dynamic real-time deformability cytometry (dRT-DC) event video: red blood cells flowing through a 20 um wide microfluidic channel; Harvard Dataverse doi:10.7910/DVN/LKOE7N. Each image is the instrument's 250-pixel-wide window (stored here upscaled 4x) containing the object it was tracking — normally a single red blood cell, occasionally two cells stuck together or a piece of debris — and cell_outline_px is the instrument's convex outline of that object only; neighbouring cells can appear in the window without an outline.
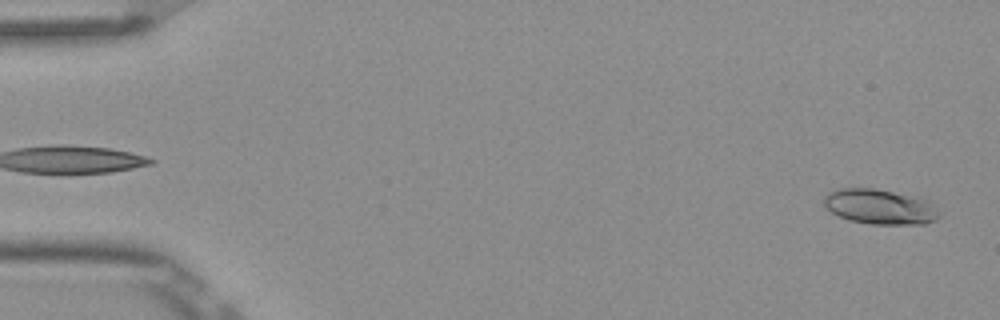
{"species": "Egyptian fruit bat (a non-hibernating species)", "species_latin": "Rousettus aegyptiacus", "temperature_condition": "room temperature", "stored_images_in_passage": 6, "segment_of_instrument_passage": [2, 2], "camera_frame_rate_fps": 3000, "um_per_image_px": 0.085, "frame": {"image": 1, "passage_image": 6, "time_ms": 1.667, "image_size_px": [1000, 320], "cell_outline_px": [[940, 216], [936, 220], [924, 224], [872, 224], [852, 220], [840, 216], [832, 212], [824, 204], [824, 196], [828, 192], [840, 188], [872, 188], [892, 192], [928, 200], [932, 204]], "centroid_in_image_um": [74.78, 17.57], "position_along_channel_um": 10.2, "area_um2": 23.12}}